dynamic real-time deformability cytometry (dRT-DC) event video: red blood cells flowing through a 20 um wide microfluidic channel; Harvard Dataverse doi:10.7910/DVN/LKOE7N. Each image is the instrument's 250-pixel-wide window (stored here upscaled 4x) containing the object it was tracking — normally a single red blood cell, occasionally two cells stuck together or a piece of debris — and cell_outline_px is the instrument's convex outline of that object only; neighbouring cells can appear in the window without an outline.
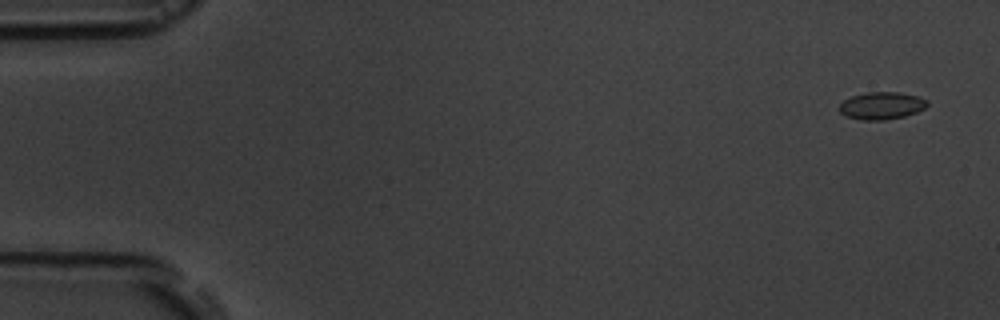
{"species": "common noctule bat (a hibernating species)", "species_latin": "Nyctalus noctula", "temperature_condition": "room temperature", "stored_images_in_passage": 5, "camera_frame_rate_fps": 3000, "um_per_image_px": 0.085, "animal": {"sex": "male", "body_mass_g": 19.5, "forearm_length_mm": 54.6}, "frame": {"image": 1, "passage_image": 1, "time_ms": 0.0, "image_size_px": [1000, 320], "cell_outline_px": [[928, 104], [924, 108], [916, 112], [904, 116], [884, 120], [860, 120], [844, 116], [840, 112], [840, 104], [844, 100], [852, 96], [868, 92], [900, 92], [916, 96], [928, 100]], "centroid_in_image_um": [74.92, 8.98], "position_along_channel_um": 10.1, "area_um2": 13.99}}
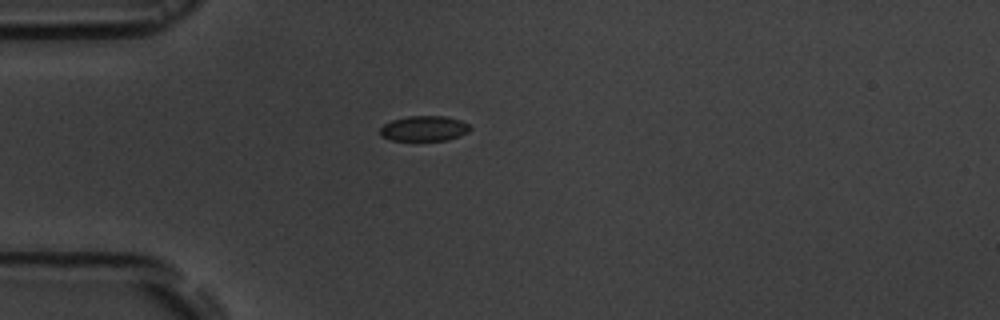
{"frame": {"image": 2, "passage_image": 5, "time_ms": 4.333, "image_size_px": [1000, 320], "cell_outline_px": [[472, 128], [468, 132], [460, 136], [448, 140], [392, 140], [380, 136], [380, 128], [384, 124], [392, 120], [408, 116], [444, 116], [460, 120], [468, 124]], "centroid_in_image_um": [36.06, 10.92], "position_along_channel_um": 48.9, "area_um2": 13.24}}